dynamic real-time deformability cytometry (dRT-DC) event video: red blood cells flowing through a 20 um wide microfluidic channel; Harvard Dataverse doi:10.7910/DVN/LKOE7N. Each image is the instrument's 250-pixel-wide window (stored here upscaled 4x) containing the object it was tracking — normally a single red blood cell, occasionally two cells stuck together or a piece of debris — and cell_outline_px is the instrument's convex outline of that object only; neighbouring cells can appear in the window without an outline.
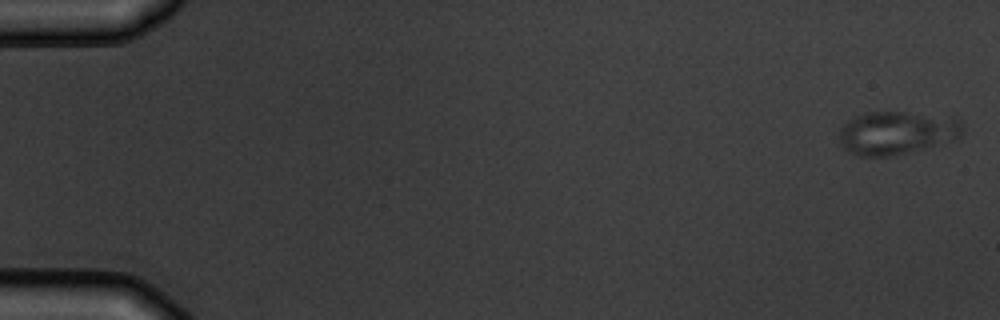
{"species": "common noctule bat (a hibernating species)", "species_latin": "Nyctalus noctula", "temperature_condition": "warm", "stored_images_in_passage": 3, "segment_of_instrument_passage": [1, 2], "camera_frame_rate_fps": 3000, "um_per_image_px": 0.085, "animal": {"sex": "male", "body_mass_g": 19.5, "forearm_length_mm": 54.6}, "frame": {"image": 1, "passage_image": 1, "time_ms": 0.0, "image_size_px": [1000, 320], "cell_outline_px": [[964, 128], [960, 140], [892, 156], [860, 156], [848, 152], [844, 148], [840, 140], [840, 128], [844, 124], [856, 116], [864, 112], [904, 112], [960, 120]], "centroid_in_image_um": [76.24, 11.32], "position_along_channel_um": 8.8, "area_um2": 30.98}}